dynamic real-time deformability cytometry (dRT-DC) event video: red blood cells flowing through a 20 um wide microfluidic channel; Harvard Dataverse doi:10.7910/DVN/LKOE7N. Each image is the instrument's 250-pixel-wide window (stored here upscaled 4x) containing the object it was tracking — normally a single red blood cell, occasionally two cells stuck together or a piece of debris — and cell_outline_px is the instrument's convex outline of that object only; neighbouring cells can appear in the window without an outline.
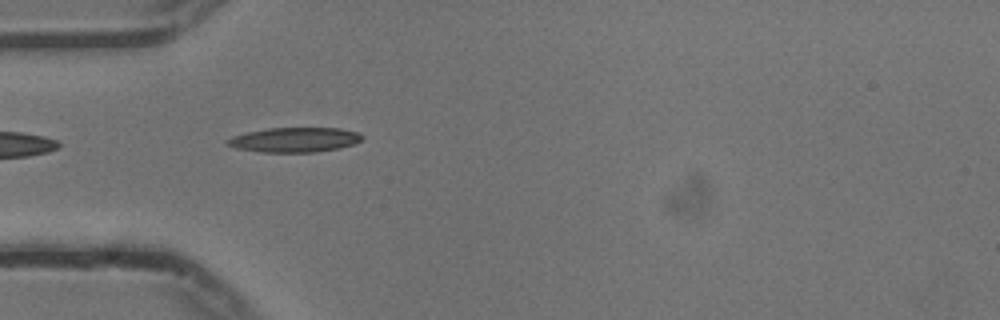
{"species": "common noctule bat (a hibernating species)", "species_latin": "Nyctalus noctula", "temperature_condition": "cold", "stored_images_in_passage": 35, "camera_frame_rate_fps": 3000, "um_per_image_px": 0.085, "animal": {"sex": "male", "body_mass_g": 13.3}, "frame": {"image": 1, "passage_image": 1, "time_ms": 0.0, "image_size_px": [1000, 320], "cell_outline_px": [[364, 136], [360, 140], [352, 144], [336, 148], [316, 152], [260, 152], [236, 148], [228, 144], [224, 140], [232, 136], [248, 132], [268, 128], [340, 128], [360, 132]], "centroid_in_image_um": [25.03, 11.87], "position_along_channel_um": 60.0, "area_um2": 19.31}}
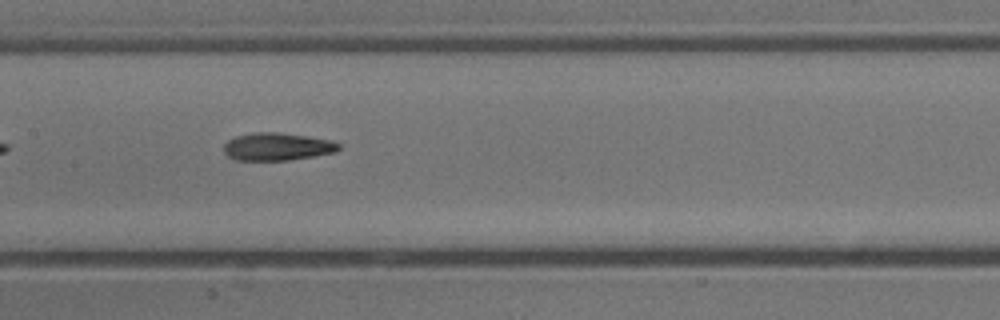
{"frame": {"image": 2, "passage_image": 11, "time_ms": 3.333, "image_size_px": [1000, 320], "cell_outline_px": [[340, 148], [336, 152], [288, 160], [236, 160], [228, 156], [224, 152], [224, 144], [228, 140], [236, 136], [252, 132], [276, 132], [308, 136], [332, 140], [340, 144]], "centroid_in_image_um": [23.56, 12.46], "position_along_channel_um": 183.8, "area_um2": 18.55}}
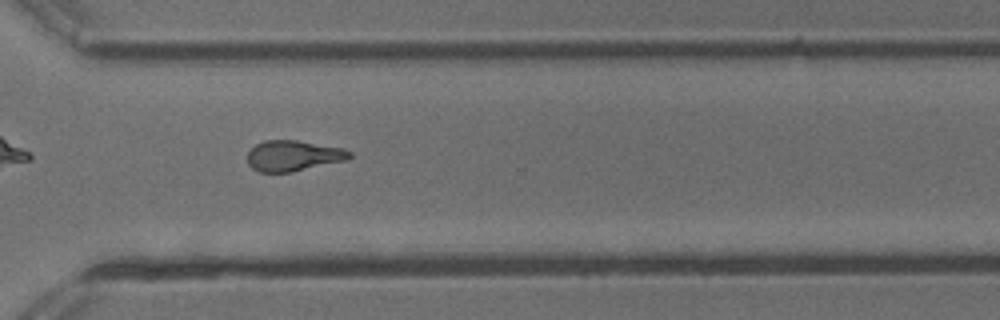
{"frame": {"image": 3, "passage_image": 24, "time_ms": 7.667, "image_size_px": [1000, 320], "cell_outline_px": [[352, 156], [348, 160], [292, 172], [260, 172], [252, 168], [248, 164], [248, 152], [256, 144], [264, 140], [296, 140], [340, 148], [352, 152]], "centroid_in_image_um": [24.93, 13.25], "position_along_channel_um": 345.7, "area_um2": 18.21}, "authors_computed_cell_mechanics": {"area_um2": 18.5538, "velocity_mm_per_s": 3.7504, "shape_relaxation_time_tau1_ms": 5.8332, "shape_relaxation_time_tau2_ms": 4.366, "deformation_change_tau1": 0.1857, "deformation_change_tau2": 0.1342}}